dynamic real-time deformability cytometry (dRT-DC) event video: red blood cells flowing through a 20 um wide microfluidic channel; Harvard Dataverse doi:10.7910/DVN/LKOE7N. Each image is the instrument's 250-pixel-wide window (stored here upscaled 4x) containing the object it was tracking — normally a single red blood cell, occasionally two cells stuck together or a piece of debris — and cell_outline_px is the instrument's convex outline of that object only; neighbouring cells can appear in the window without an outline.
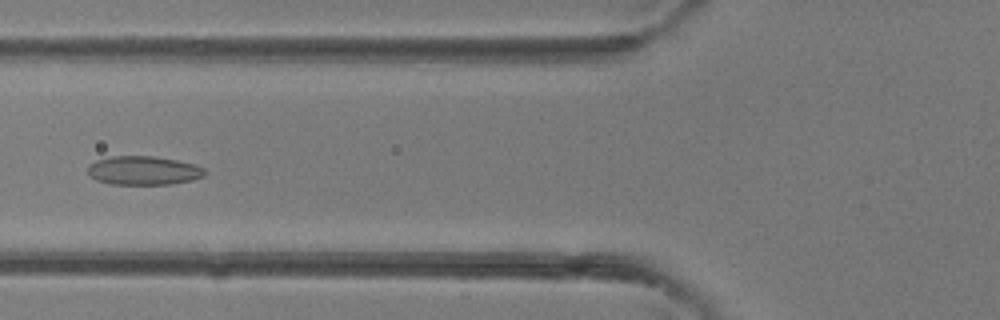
{"species": "common noctule bat (a hibernating species)", "species_latin": "Nyctalus noctula", "temperature_condition": "room temperature", "stored_images_in_passage": 42, "camera_frame_rate_fps": 3000, "um_per_image_px": 0.085, "animal": {"sex": "female"}, "frame": {"image": 1, "passage_image": 16, "time_ms": 5.0, "image_size_px": [1000, 320], "cell_outline_px": [[204, 176], [192, 180], [168, 184], [112, 184], [96, 180], [88, 172], [88, 164], [96, 160], [112, 156], [152, 156], [176, 160], [196, 164], [204, 168]], "centroid_in_image_um": [12.19, 14.49], "position_along_channel_um": 113.6, "area_um2": 19.54}}
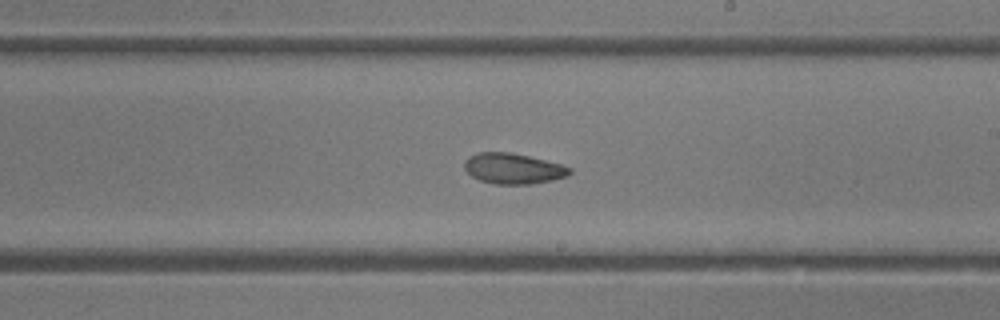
{"frame": {"image": 2, "passage_image": 24, "time_ms": 7.667, "image_size_px": [1000, 320], "cell_outline_px": [[572, 172], [568, 176], [552, 180], [532, 184], [492, 184], [480, 180], [472, 176], [464, 168], [464, 160], [468, 156], [480, 152], [512, 152], [560, 164], [572, 168]], "centroid_in_image_um": [43.61, 14.33], "position_along_channel_um": 245.4, "area_um2": 18.84}}
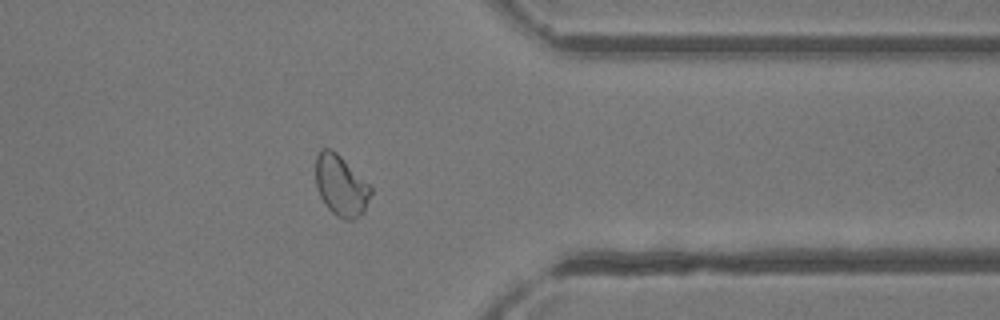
{"frame": {"image": 3, "passage_image": 33, "time_ms": 10.667, "image_size_px": [1000, 320], "cell_outline_px": [[372, 192], [364, 212], [352, 220], [344, 220], [336, 216], [324, 204], [316, 188], [316, 156], [320, 148], [332, 148], [372, 188]], "centroid_in_image_um": [28.96, 15.78], "position_along_channel_um": 382.4, "area_um2": 19.48}}